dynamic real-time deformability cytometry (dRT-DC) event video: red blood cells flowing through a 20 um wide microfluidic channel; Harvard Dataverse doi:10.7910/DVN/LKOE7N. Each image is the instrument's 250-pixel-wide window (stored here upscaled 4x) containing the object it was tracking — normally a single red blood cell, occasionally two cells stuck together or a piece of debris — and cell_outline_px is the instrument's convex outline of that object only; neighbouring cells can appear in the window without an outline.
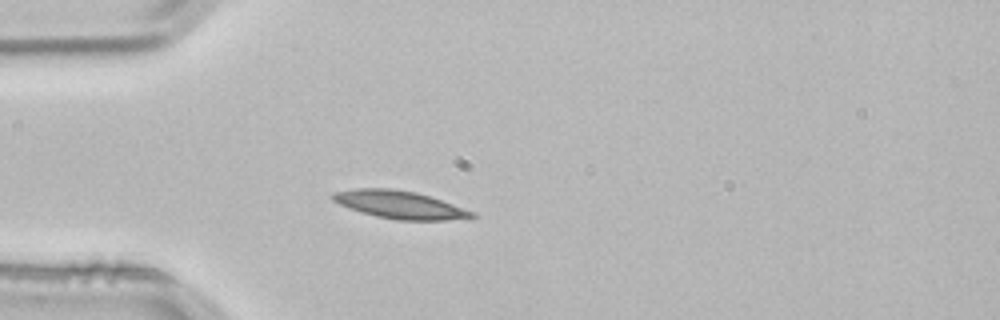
{"species": "common noctule bat (a hibernating species)", "species_latin": "Nyctalus noctula", "temperature_condition": "room temperature", "stored_images_in_passage": 3, "camera_frame_rate_fps": 3000, "um_per_image_px": 0.085, "animal": {"sex": "male", "body_mass_g": 21.5, "forearm_length_mm": 52.0}, "frame": {"image": 1, "passage_image": 3, "time_ms": 0.667, "image_size_px": [1000, 320], "cell_outline_px": [[476, 216], [444, 220], [396, 220], [376, 216], [360, 212], [340, 204], [332, 200], [332, 196], [336, 192], [356, 188], [388, 188], [416, 192], [476, 212]], "centroid_in_image_um": [33.96, 17.4], "position_along_channel_um": 51.0, "area_um2": 22.14}}